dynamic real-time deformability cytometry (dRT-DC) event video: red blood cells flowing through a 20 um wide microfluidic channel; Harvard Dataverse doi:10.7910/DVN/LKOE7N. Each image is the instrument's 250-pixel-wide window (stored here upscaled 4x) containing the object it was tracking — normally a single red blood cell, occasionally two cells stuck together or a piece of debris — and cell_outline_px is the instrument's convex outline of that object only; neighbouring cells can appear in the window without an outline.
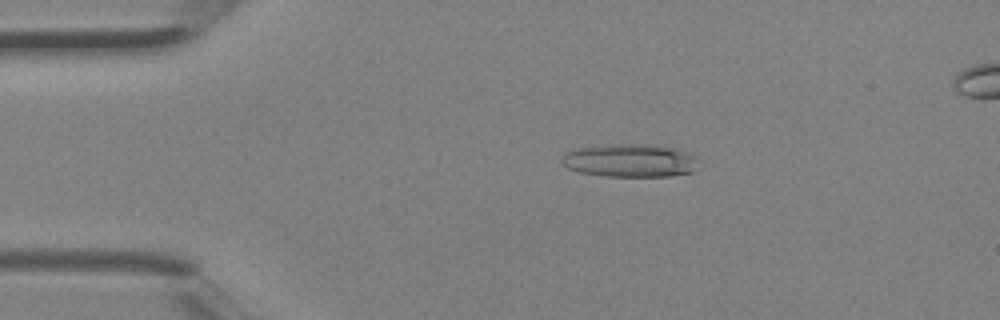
{"species": "Egyptian fruit bat (a non-hibernating species)", "species_latin": "Rousettus aegyptiacus", "temperature_condition": "room temperature", "stored_images_in_passage": 3, "camera_frame_rate_fps": 3000, "um_per_image_px": 0.085, "animal": {"sex": "female"}, "frame": {"image": 1, "passage_image": 3, "time_ms": 0.667, "image_size_px": [1000, 320], "cell_outline_px": [[696, 156], [692, 172], [668, 176], [604, 176], [580, 172], [568, 168], [560, 164], [560, 160], [564, 152], [572, 148], [620, 144], [648, 144], [668, 148], [684, 152]], "centroid_in_image_um": [53.42, 13.65], "position_along_channel_um": 31.6, "area_um2": 26.07}}